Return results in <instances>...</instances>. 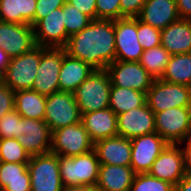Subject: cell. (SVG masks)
<instances>
[{
  "label": "cell",
  "instance_id": "obj_26",
  "mask_svg": "<svg viewBox=\"0 0 191 191\" xmlns=\"http://www.w3.org/2000/svg\"><path fill=\"white\" fill-rule=\"evenodd\" d=\"M37 0H0V21L13 24H31Z\"/></svg>",
  "mask_w": 191,
  "mask_h": 191
},
{
  "label": "cell",
  "instance_id": "obj_36",
  "mask_svg": "<svg viewBox=\"0 0 191 191\" xmlns=\"http://www.w3.org/2000/svg\"><path fill=\"white\" fill-rule=\"evenodd\" d=\"M120 18V0H96V20H117Z\"/></svg>",
  "mask_w": 191,
  "mask_h": 191
},
{
  "label": "cell",
  "instance_id": "obj_23",
  "mask_svg": "<svg viewBox=\"0 0 191 191\" xmlns=\"http://www.w3.org/2000/svg\"><path fill=\"white\" fill-rule=\"evenodd\" d=\"M135 174L131 166L100 164L95 188L98 191H130Z\"/></svg>",
  "mask_w": 191,
  "mask_h": 191
},
{
  "label": "cell",
  "instance_id": "obj_6",
  "mask_svg": "<svg viewBox=\"0 0 191 191\" xmlns=\"http://www.w3.org/2000/svg\"><path fill=\"white\" fill-rule=\"evenodd\" d=\"M31 191H62L59 156L48 152L31 156L28 162Z\"/></svg>",
  "mask_w": 191,
  "mask_h": 191
},
{
  "label": "cell",
  "instance_id": "obj_1",
  "mask_svg": "<svg viewBox=\"0 0 191 191\" xmlns=\"http://www.w3.org/2000/svg\"><path fill=\"white\" fill-rule=\"evenodd\" d=\"M66 53L95 70H104L115 61L114 20L97 19L69 37Z\"/></svg>",
  "mask_w": 191,
  "mask_h": 191
},
{
  "label": "cell",
  "instance_id": "obj_14",
  "mask_svg": "<svg viewBox=\"0 0 191 191\" xmlns=\"http://www.w3.org/2000/svg\"><path fill=\"white\" fill-rule=\"evenodd\" d=\"M36 46L34 30L30 24L0 21V47L10 58L27 53Z\"/></svg>",
  "mask_w": 191,
  "mask_h": 191
},
{
  "label": "cell",
  "instance_id": "obj_41",
  "mask_svg": "<svg viewBox=\"0 0 191 191\" xmlns=\"http://www.w3.org/2000/svg\"><path fill=\"white\" fill-rule=\"evenodd\" d=\"M178 145L183 153L185 174L191 176V139H186Z\"/></svg>",
  "mask_w": 191,
  "mask_h": 191
},
{
  "label": "cell",
  "instance_id": "obj_42",
  "mask_svg": "<svg viewBox=\"0 0 191 191\" xmlns=\"http://www.w3.org/2000/svg\"><path fill=\"white\" fill-rule=\"evenodd\" d=\"M180 18L191 20V0H176Z\"/></svg>",
  "mask_w": 191,
  "mask_h": 191
},
{
  "label": "cell",
  "instance_id": "obj_15",
  "mask_svg": "<svg viewBox=\"0 0 191 191\" xmlns=\"http://www.w3.org/2000/svg\"><path fill=\"white\" fill-rule=\"evenodd\" d=\"M63 19V7L53 10L34 26V36L37 46L46 48H64L69 36Z\"/></svg>",
  "mask_w": 191,
  "mask_h": 191
},
{
  "label": "cell",
  "instance_id": "obj_29",
  "mask_svg": "<svg viewBox=\"0 0 191 191\" xmlns=\"http://www.w3.org/2000/svg\"><path fill=\"white\" fill-rule=\"evenodd\" d=\"M161 79L191 87V53L171 55Z\"/></svg>",
  "mask_w": 191,
  "mask_h": 191
},
{
  "label": "cell",
  "instance_id": "obj_46",
  "mask_svg": "<svg viewBox=\"0 0 191 191\" xmlns=\"http://www.w3.org/2000/svg\"><path fill=\"white\" fill-rule=\"evenodd\" d=\"M187 139H191V110H190V119H189V128Z\"/></svg>",
  "mask_w": 191,
  "mask_h": 191
},
{
  "label": "cell",
  "instance_id": "obj_43",
  "mask_svg": "<svg viewBox=\"0 0 191 191\" xmlns=\"http://www.w3.org/2000/svg\"><path fill=\"white\" fill-rule=\"evenodd\" d=\"M175 191H191V176L185 175L176 185Z\"/></svg>",
  "mask_w": 191,
  "mask_h": 191
},
{
  "label": "cell",
  "instance_id": "obj_24",
  "mask_svg": "<svg viewBox=\"0 0 191 191\" xmlns=\"http://www.w3.org/2000/svg\"><path fill=\"white\" fill-rule=\"evenodd\" d=\"M94 70L89 64L66 53L59 72V91L73 93Z\"/></svg>",
  "mask_w": 191,
  "mask_h": 191
},
{
  "label": "cell",
  "instance_id": "obj_7",
  "mask_svg": "<svg viewBox=\"0 0 191 191\" xmlns=\"http://www.w3.org/2000/svg\"><path fill=\"white\" fill-rule=\"evenodd\" d=\"M82 114L71 92H55L46 96L44 121L53 132L81 122Z\"/></svg>",
  "mask_w": 191,
  "mask_h": 191
},
{
  "label": "cell",
  "instance_id": "obj_44",
  "mask_svg": "<svg viewBox=\"0 0 191 191\" xmlns=\"http://www.w3.org/2000/svg\"><path fill=\"white\" fill-rule=\"evenodd\" d=\"M10 57L7 53L0 47V72L4 75L7 66L9 65Z\"/></svg>",
  "mask_w": 191,
  "mask_h": 191
},
{
  "label": "cell",
  "instance_id": "obj_28",
  "mask_svg": "<svg viewBox=\"0 0 191 191\" xmlns=\"http://www.w3.org/2000/svg\"><path fill=\"white\" fill-rule=\"evenodd\" d=\"M145 103V92L124 87L111 86L109 108L116 115L143 106Z\"/></svg>",
  "mask_w": 191,
  "mask_h": 191
},
{
  "label": "cell",
  "instance_id": "obj_25",
  "mask_svg": "<svg viewBox=\"0 0 191 191\" xmlns=\"http://www.w3.org/2000/svg\"><path fill=\"white\" fill-rule=\"evenodd\" d=\"M0 191H31L28 163L0 162Z\"/></svg>",
  "mask_w": 191,
  "mask_h": 191
},
{
  "label": "cell",
  "instance_id": "obj_20",
  "mask_svg": "<svg viewBox=\"0 0 191 191\" xmlns=\"http://www.w3.org/2000/svg\"><path fill=\"white\" fill-rule=\"evenodd\" d=\"M145 24L162 30L180 19L176 0H147L137 17Z\"/></svg>",
  "mask_w": 191,
  "mask_h": 191
},
{
  "label": "cell",
  "instance_id": "obj_31",
  "mask_svg": "<svg viewBox=\"0 0 191 191\" xmlns=\"http://www.w3.org/2000/svg\"><path fill=\"white\" fill-rule=\"evenodd\" d=\"M30 155L15 138L0 139V162L28 163Z\"/></svg>",
  "mask_w": 191,
  "mask_h": 191
},
{
  "label": "cell",
  "instance_id": "obj_22",
  "mask_svg": "<svg viewBox=\"0 0 191 191\" xmlns=\"http://www.w3.org/2000/svg\"><path fill=\"white\" fill-rule=\"evenodd\" d=\"M81 123L94 143L118 135L117 115L110 108L82 114Z\"/></svg>",
  "mask_w": 191,
  "mask_h": 191
},
{
  "label": "cell",
  "instance_id": "obj_12",
  "mask_svg": "<svg viewBox=\"0 0 191 191\" xmlns=\"http://www.w3.org/2000/svg\"><path fill=\"white\" fill-rule=\"evenodd\" d=\"M115 60L139 62L143 48L137 38V18L114 20Z\"/></svg>",
  "mask_w": 191,
  "mask_h": 191
},
{
  "label": "cell",
  "instance_id": "obj_30",
  "mask_svg": "<svg viewBox=\"0 0 191 191\" xmlns=\"http://www.w3.org/2000/svg\"><path fill=\"white\" fill-rule=\"evenodd\" d=\"M168 51L161 45L144 50L140 64L156 80L161 79L170 58Z\"/></svg>",
  "mask_w": 191,
  "mask_h": 191
},
{
  "label": "cell",
  "instance_id": "obj_11",
  "mask_svg": "<svg viewBox=\"0 0 191 191\" xmlns=\"http://www.w3.org/2000/svg\"><path fill=\"white\" fill-rule=\"evenodd\" d=\"M110 75L111 86L124 87L147 93L154 78L140 62L114 61L106 68Z\"/></svg>",
  "mask_w": 191,
  "mask_h": 191
},
{
  "label": "cell",
  "instance_id": "obj_3",
  "mask_svg": "<svg viewBox=\"0 0 191 191\" xmlns=\"http://www.w3.org/2000/svg\"><path fill=\"white\" fill-rule=\"evenodd\" d=\"M99 160L95 150L73 157L59 156L60 177L64 186H96Z\"/></svg>",
  "mask_w": 191,
  "mask_h": 191
},
{
  "label": "cell",
  "instance_id": "obj_4",
  "mask_svg": "<svg viewBox=\"0 0 191 191\" xmlns=\"http://www.w3.org/2000/svg\"><path fill=\"white\" fill-rule=\"evenodd\" d=\"M45 48L36 46L27 53L10 58L9 65L3 75V83L14 92L32 89L41 59V52Z\"/></svg>",
  "mask_w": 191,
  "mask_h": 191
},
{
  "label": "cell",
  "instance_id": "obj_37",
  "mask_svg": "<svg viewBox=\"0 0 191 191\" xmlns=\"http://www.w3.org/2000/svg\"><path fill=\"white\" fill-rule=\"evenodd\" d=\"M67 0H37L34 20L30 24L32 27L41 19L50 14L53 10L61 8Z\"/></svg>",
  "mask_w": 191,
  "mask_h": 191
},
{
  "label": "cell",
  "instance_id": "obj_21",
  "mask_svg": "<svg viewBox=\"0 0 191 191\" xmlns=\"http://www.w3.org/2000/svg\"><path fill=\"white\" fill-rule=\"evenodd\" d=\"M160 45L170 55L191 53V20L180 18L162 29Z\"/></svg>",
  "mask_w": 191,
  "mask_h": 191
},
{
  "label": "cell",
  "instance_id": "obj_32",
  "mask_svg": "<svg viewBox=\"0 0 191 191\" xmlns=\"http://www.w3.org/2000/svg\"><path fill=\"white\" fill-rule=\"evenodd\" d=\"M63 19L66 33L69 37L83 30L92 21L89 16L68 2L63 6Z\"/></svg>",
  "mask_w": 191,
  "mask_h": 191
},
{
  "label": "cell",
  "instance_id": "obj_35",
  "mask_svg": "<svg viewBox=\"0 0 191 191\" xmlns=\"http://www.w3.org/2000/svg\"><path fill=\"white\" fill-rule=\"evenodd\" d=\"M161 30L145 24L137 18V38L143 50L160 45Z\"/></svg>",
  "mask_w": 191,
  "mask_h": 191
},
{
  "label": "cell",
  "instance_id": "obj_38",
  "mask_svg": "<svg viewBox=\"0 0 191 191\" xmlns=\"http://www.w3.org/2000/svg\"><path fill=\"white\" fill-rule=\"evenodd\" d=\"M14 91L6 84L0 85V119L14 110Z\"/></svg>",
  "mask_w": 191,
  "mask_h": 191
},
{
  "label": "cell",
  "instance_id": "obj_13",
  "mask_svg": "<svg viewBox=\"0 0 191 191\" xmlns=\"http://www.w3.org/2000/svg\"><path fill=\"white\" fill-rule=\"evenodd\" d=\"M131 168L136 174L148 173L153 162L168 143L157 133L142 135L130 139Z\"/></svg>",
  "mask_w": 191,
  "mask_h": 191
},
{
  "label": "cell",
  "instance_id": "obj_9",
  "mask_svg": "<svg viewBox=\"0 0 191 191\" xmlns=\"http://www.w3.org/2000/svg\"><path fill=\"white\" fill-rule=\"evenodd\" d=\"M65 54L64 48H45L41 52L32 90L45 96L59 91V72Z\"/></svg>",
  "mask_w": 191,
  "mask_h": 191
},
{
  "label": "cell",
  "instance_id": "obj_17",
  "mask_svg": "<svg viewBox=\"0 0 191 191\" xmlns=\"http://www.w3.org/2000/svg\"><path fill=\"white\" fill-rule=\"evenodd\" d=\"M17 141L31 156L50 152L52 146V131L44 120L22 117V135Z\"/></svg>",
  "mask_w": 191,
  "mask_h": 191
},
{
  "label": "cell",
  "instance_id": "obj_2",
  "mask_svg": "<svg viewBox=\"0 0 191 191\" xmlns=\"http://www.w3.org/2000/svg\"><path fill=\"white\" fill-rule=\"evenodd\" d=\"M110 89L108 71L94 70L73 92L81 114L109 108Z\"/></svg>",
  "mask_w": 191,
  "mask_h": 191
},
{
  "label": "cell",
  "instance_id": "obj_40",
  "mask_svg": "<svg viewBox=\"0 0 191 191\" xmlns=\"http://www.w3.org/2000/svg\"><path fill=\"white\" fill-rule=\"evenodd\" d=\"M67 2L92 20H96V0H67Z\"/></svg>",
  "mask_w": 191,
  "mask_h": 191
},
{
  "label": "cell",
  "instance_id": "obj_18",
  "mask_svg": "<svg viewBox=\"0 0 191 191\" xmlns=\"http://www.w3.org/2000/svg\"><path fill=\"white\" fill-rule=\"evenodd\" d=\"M148 174L175 186L186 175L180 146L168 144L153 162Z\"/></svg>",
  "mask_w": 191,
  "mask_h": 191
},
{
  "label": "cell",
  "instance_id": "obj_16",
  "mask_svg": "<svg viewBox=\"0 0 191 191\" xmlns=\"http://www.w3.org/2000/svg\"><path fill=\"white\" fill-rule=\"evenodd\" d=\"M117 125L118 135L127 139L156 132L155 114L146 103L117 115Z\"/></svg>",
  "mask_w": 191,
  "mask_h": 191
},
{
  "label": "cell",
  "instance_id": "obj_19",
  "mask_svg": "<svg viewBox=\"0 0 191 191\" xmlns=\"http://www.w3.org/2000/svg\"><path fill=\"white\" fill-rule=\"evenodd\" d=\"M94 150L100 164L131 166V141L114 136L94 143Z\"/></svg>",
  "mask_w": 191,
  "mask_h": 191
},
{
  "label": "cell",
  "instance_id": "obj_10",
  "mask_svg": "<svg viewBox=\"0 0 191 191\" xmlns=\"http://www.w3.org/2000/svg\"><path fill=\"white\" fill-rule=\"evenodd\" d=\"M190 110L191 107H175L154 113L156 132L168 144H180L188 136Z\"/></svg>",
  "mask_w": 191,
  "mask_h": 191
},
{
  "label": "cell",
  "instance_id": "obj_27",
  "mask_svg": "<svg viewBox=\"0 0 191 191\" xmlns=\"http://www.w3.org/2000/svg\"><path fill=\"white\" fill-rule=\"evenodd\" d=\"M46 96L27 89L14 93V109L25 118L44 120Z\"/></svg>",
  "mask_w": 191,
  "mask_h": 191
},
{
  "label": "cell",
  "instance_id": "obj_45",
  "mask_svg": "<svg viewBox=\"0 0 191 191\" xmlns=\"http://www.w3.org/2000/svg\"><path fill=\"white\" fill-rule=\"evenodd\" d=\"M62 191H98V190L94 186L77 185V186H64Z\"/></svg>",
  "mask_w": 191,
  "mask_h": 191
},
{
  "label": "cell",
  "instance_id": "obj_47",
  "mask_svg": "<svg viewBox=\"0 0 191 191\" xmlns=\"http://www.w3.org/2000/svg\"><path fill=\"white\" fill-rule=\"evenodd\" d=\"M3 83V74L0 72V85Z\"/></svg>",
  "mask_w": 191,
  "mask_h": 191
},
{
  "label": "cell",
  "instance_id": "obj_8",
  "mask_svg": "<svg viewBox=\"0 0 191 191\" xmlns=\"http://www.w3.org/2000/svg\"><path fill=\"white\" fill-rule=\"evenodd\" d=\"M94 149V142L81 122L52 132L51 153L73 157Z\"/></svg>",
  "mask_w": 191,
  "mask_h": 191
},
{
  "label": "cell",
  "instance_id": "obj_33",
  "mask_svg": "<svg viewBox=\"0 0 191 191\" xmlns=\"http://www.w3.org/2000/svg\"><path fill=\"white\" fill-rule=\"evenodd\" d=\"M130 191H175V186L148 173L135 174Z\"/></svg>",
  "mask_w": 191,
  "mask_h": 191
},
{
  "label": "cell",
  "instance_id": "obj_39",
  "mask_svg": "<svg viewBox=\"0 0 191 191\" xmlns=\"http://www.w3.org/2000/svg\"><path fill=\"white\" fill-rule=\"evenodd\" d=\"M147 0H120L121 18H137Z\"/></svg>",
  "mask_w": 191,
  "mask_h": 191
},
{
  "label": "cell",
  "instance_id": "obj_34",
  "mask_svg": "<svg viewBox=\"0 0 191 191\" xmlns=\"http://www.w3.org/2000/svg\"><path fill=\"white\" fill-rule=\"evenodd\" d=\"M22 135V116L14 109L0 119V139Z\"/></svg>",
  "mask_w": 191,
  "mask_h": 191
},
{
  "label": "cell",
  "instance_id": "obj_5",
  "mask_svg": "<svg viewBox=\"0 0 191 191\" xmlns=\"http://www.w3.org/2000/svg\"><path fill=\"white\" fill-rule=\"evenodd\" d=\"M146 104L154 112L191 107V87L156 79L146 93Z\"/></svg>",
  "mask_w": 191,
  "mask_h": 191
}]
</instances>
